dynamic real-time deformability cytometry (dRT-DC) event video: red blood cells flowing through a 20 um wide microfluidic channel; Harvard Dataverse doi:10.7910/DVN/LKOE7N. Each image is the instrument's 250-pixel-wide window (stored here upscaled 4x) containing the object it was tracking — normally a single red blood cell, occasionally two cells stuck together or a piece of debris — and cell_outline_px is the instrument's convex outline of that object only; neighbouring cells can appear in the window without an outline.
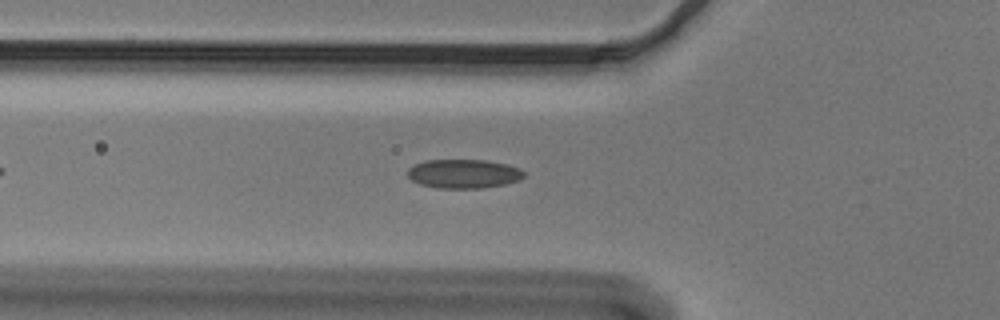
{"species": "Egyptian fruit bat (a non-hibernating species)", "species_latin": "Rousettus aegyptiacus", "temperature_condition": "cold", "stored_images_in_passage": 43, "camera_frame_rate_fps": 3000, "um_per_image_px": 0.085, "animal": {"sex": "male"}, "frame": {"image": 1, "passage_image": 9, "time_ms": 2.667, "image_size_px": [1000, 320], "cell_outline_px": [[524, 176], [520, 180], [504, 184], [480, 188], [436, 188], [420, 184], [412, 180], [408, 176], [408, 168], [424, 160], [488, 160], [508, 164], [520, 168], [524, 172]], "centroid_in_image_um": [39.42, 14.76], "position_along_channel_um": 86.4, "area_um2": 19.71}}
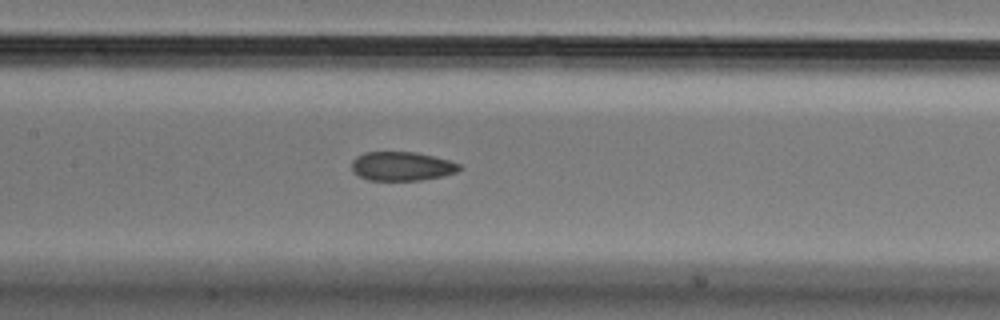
{"frame": {"image": 2, "passage_image": 16, "time_ms": 5.0, "image_size_px": [1000, 320], "cell_outline_px": [[464, 168], [456, 172], [444, 176], [420, 180], [368, 180], [360, 176], [352, 168], [352, 160], [356, 156], [364, 152], [416, 152], [448, 160], [460, 164]], "centroid_in_image_um": [34.18, 14.13], "position_along_channel_um": 173.2, "area_um2": 18.15}}
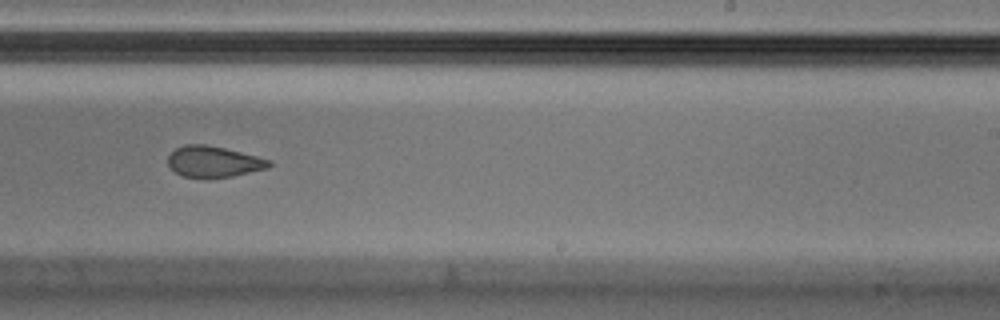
{"frame": {"image": 3, "passage_image": 24, "time_ms": 7.667, "image_size_px": [1000, 320], "cell_outline_px": [[272, 164], [268, 168], [232, 176], [204, 180], [184, 176], [176, 172], [168, 164], [168, 156], [176, 148], [184, 144], [204, 144], [224, 148], [272, 160]], "centroid_in_image_um": [18.15, 13.76], "position_along_channel_um": 270.8, "area_um2": 18.5}}